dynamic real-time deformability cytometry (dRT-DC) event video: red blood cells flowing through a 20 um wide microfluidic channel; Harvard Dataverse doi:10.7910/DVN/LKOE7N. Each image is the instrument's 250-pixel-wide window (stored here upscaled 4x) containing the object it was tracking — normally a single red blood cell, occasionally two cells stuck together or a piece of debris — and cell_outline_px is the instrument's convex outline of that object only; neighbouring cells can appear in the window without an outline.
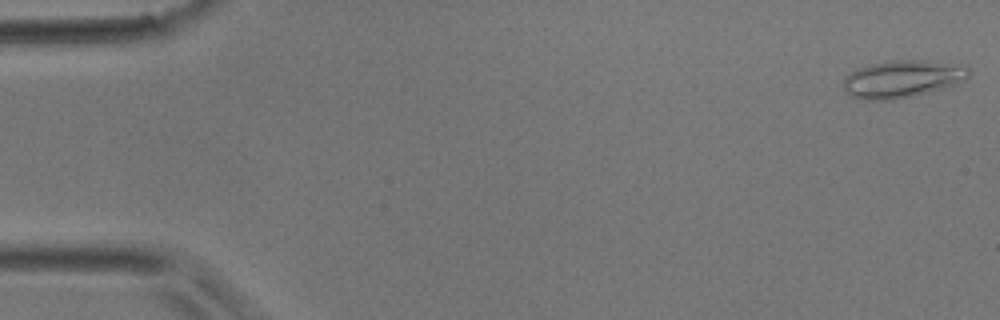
{"species": "common noctule bat (a hibernating species)", "species_latin": "Nyctalus noctula", "temperature_condition": "room temperature", "stored_images_in_passage": 9, "camera_frame_rate_fps": 3000, "um_per_image_px": 0.085, "animal": {"sex": "male", "body_mass_g": 17.9}, "frame": {"image": 1, "passage_image": 1, "time_ms": 0.0, "image_size_px": [1000, 320], "cell_outline_px": [[972, 72], [964, 80], [956, 84], [892, 100], [864, 100], [852, 96], [844, 88], [844, 80], [852, 72], [868, 64], [892, 60], [924, 60], [968, 64]], "centroid_in_image_um": [76.77, 6.68], "position_along_channel_um": 8.2, "area_um2": 27.17}}